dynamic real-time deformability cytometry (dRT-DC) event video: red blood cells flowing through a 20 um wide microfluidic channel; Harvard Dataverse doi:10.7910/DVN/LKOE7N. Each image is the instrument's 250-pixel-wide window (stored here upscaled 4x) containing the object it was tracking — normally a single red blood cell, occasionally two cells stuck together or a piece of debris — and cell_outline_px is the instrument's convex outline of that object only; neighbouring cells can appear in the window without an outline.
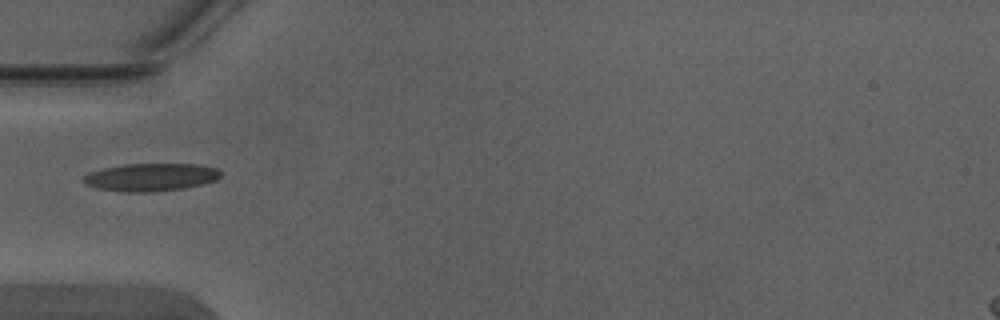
{"species": "Egyptian fruit bat (a non-hibernating species)", "species_latin": "Rousettus aegyptiacus", "temperature_condition": "warm", "stored_images_in_passage": 5, "camera_frame_rate_fps": 3000, "um_per_image_px": 0.085, "animal": {"sex": "male"}, "frame": {"image": 1, "passage_image": 4, "time_ms": 1.0, "image_size_px": [1000, 320], "cell_outline_px": [[220, 176], [216, 180], [200, 184], [180, 188], [152, 192], [124, 192], [96, 188], [84, 184], [84, 176], [88, 172], [104, 168], [124, 164], [196, 164], [216, 168], [220, 172]], "centroid_in_image_um": [12.77, 15.06], "position_along_channel_um": 72.2, "area_um2": 22.02}}
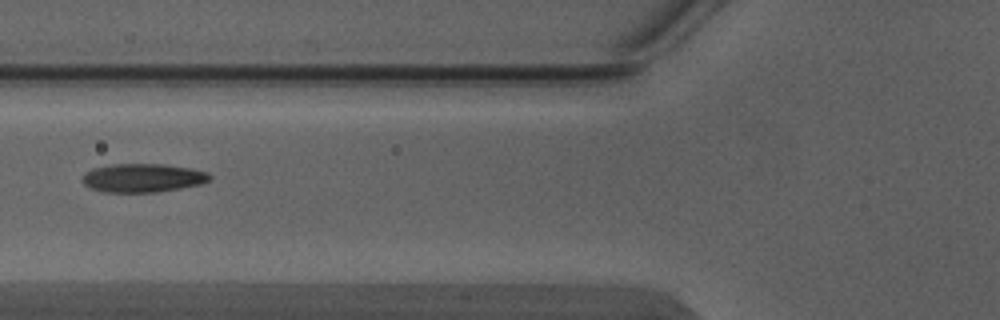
{"frame": {"image": 2, "passage_image": 5, "time_ms": 1.333, "image_size_px": [1000, 320], "cell_outline_px": [[212, 176], [208, 180], [200, 184], [180, 188], [156, 192], [104, 192], [92, 188], [84, 184], [84, 176], [92, 168], [112, 164], [164, 164], [192, 168], [208, 172]], "centroid_in_image_um": [12.18, 15.11], "position_along_channel_um": 113.6, "area_um2": 21.04}}